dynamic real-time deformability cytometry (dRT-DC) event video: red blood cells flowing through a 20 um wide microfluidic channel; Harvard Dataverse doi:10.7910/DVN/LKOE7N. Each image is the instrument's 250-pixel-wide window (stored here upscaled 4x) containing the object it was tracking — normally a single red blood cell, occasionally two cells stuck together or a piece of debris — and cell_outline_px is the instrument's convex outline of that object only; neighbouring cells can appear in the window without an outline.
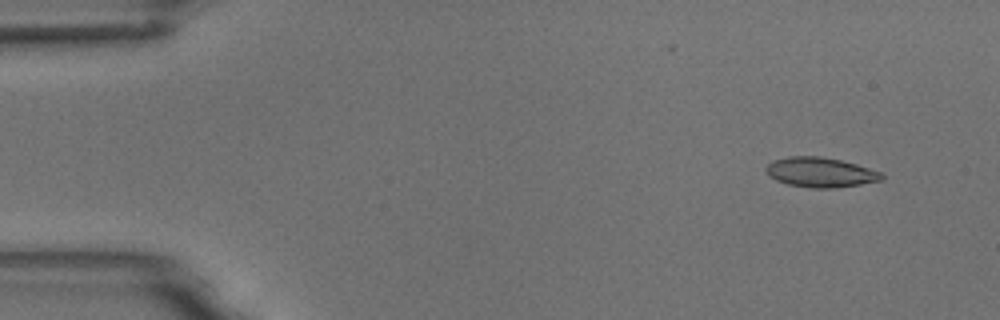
{"species": "common noctule bat (a hibernating species)", "species_latin": "Nyctalus noctula", "temperature_condition": "room temperature", "stored_images_in_passage": 5, "camera_frame_rate_fps": 3000, "um_per_image_px": 0.085, "animal": {"sex": "male", "body_mass_g": 18.8}, "frame": {"image": 1, "passage_image": 2, "time_ms": 1.333, "image_size_px": [1000, 320], "cell_outline_px": [[884, 176], [880, 180], [860, 184], [832, 188], [812, 188], [788, 184], [776, 180], [768, 176], [764, 168], [772, 160], [788, 156], [820, 156], [840, 160], [856, 164], [880, 172]], "centroid_in_image_um": [69.67, 14.64], "position_along_channel_um": 15.3, "area_um2": 20.0}}
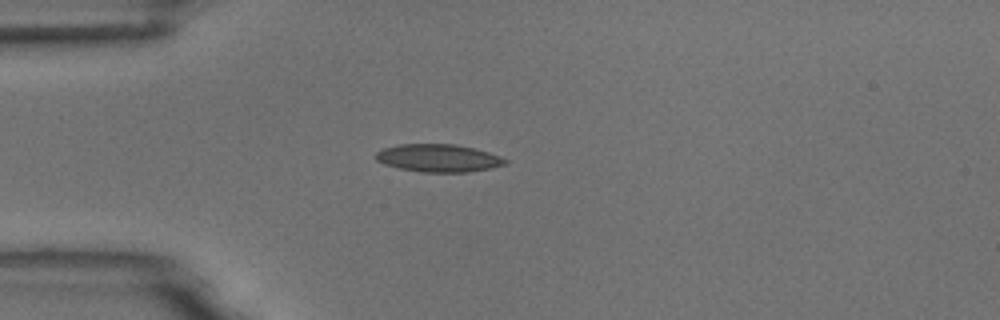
{"frame": {"image": 2, "passage_image": 5, "time_ms": 4.667, "image_size_px": [1000, 320], "cell_outline_px": [[508, 160], [504, 164], [492, 168], [468, 172], [420, 172], [400, 168], [384, 164], [376, 160], [376, 152], [384, 148], [400, 144], [456, 144], [488, 152], [500, 156]], "centroid_in_image_um": [37.26, 13.44], "position_along_channel_um": 47.7, "area_um2": 20.81}}